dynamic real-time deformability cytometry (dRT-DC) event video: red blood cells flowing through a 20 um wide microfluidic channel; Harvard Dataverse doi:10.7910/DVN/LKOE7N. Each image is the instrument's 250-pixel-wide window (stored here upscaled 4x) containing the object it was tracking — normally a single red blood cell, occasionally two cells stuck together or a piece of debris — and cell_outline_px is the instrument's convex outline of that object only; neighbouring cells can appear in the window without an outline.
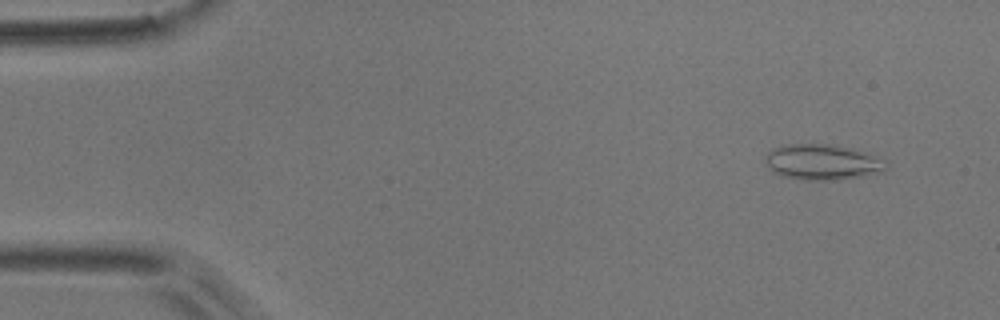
{"species": "common noctule bat (a hibernating species)", "species_latin": "Nyctalus noctula", "temperature_condition": "room temperature", "stored_images_in_passage": 5, "camera_frame_rate_fps": 3000, "um_per_image_px": 0.085, "animal": {"sex": "male", "body_mass_g": 17.9}, "frame": {"image": 1, "passage_image": 2, "time_ms": 0.333, "image_size_px": [1000, 320], "cell_outline_px": [[888, 164], [884, 172], [864, 176], [836, 180], [804, 180], [784, 176], [772, 172], [764, 164], [764, 160], [768, 152], [772, 148], [788, 144], [832, 144], [860, 152], [872, 156]], "centroid_in_image_um": [69.82, 13.8], "position_along_channel_um": 15.2, "area_um2": 24.85}}